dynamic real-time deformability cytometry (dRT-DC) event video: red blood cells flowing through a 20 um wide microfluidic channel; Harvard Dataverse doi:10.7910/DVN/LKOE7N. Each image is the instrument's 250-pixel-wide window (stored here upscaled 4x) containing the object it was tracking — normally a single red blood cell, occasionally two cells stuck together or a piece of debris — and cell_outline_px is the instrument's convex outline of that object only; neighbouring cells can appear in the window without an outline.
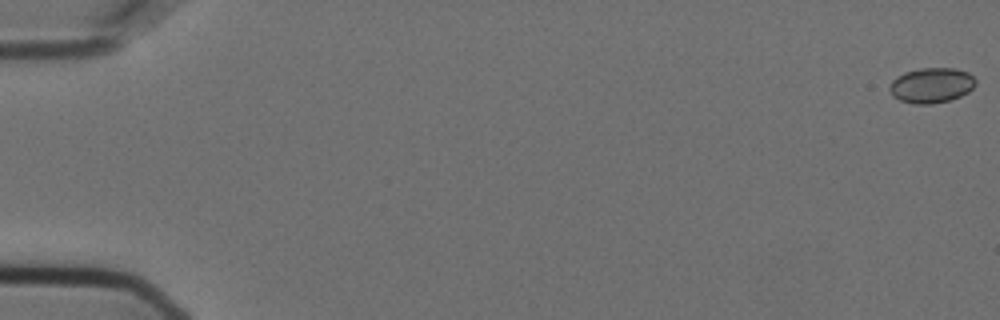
{"species": "Egyptian fruit bat (a non-hibernating species)", "species_latin": "Rousettus aegyptiacus", "temperature_condition": "cold", "stored_images_in_passage": 8, "camera_frame_rate_fps": 3000, "um_per_image_px": 0.085, "animal": {"sex": "female"}, "frame": {"image": 1, "passage_image": 1, "time_ms": 0.0, "image_size_px": [1000, 320], "cell_outline_px": [[976, 84], [968, 92], [952, 100], [932, 104], [916, 104], [900, 100], [892, 96], [888, 88], [892, 80], [896, 76], [904, 72], [920, 68], [956, 68], [968, 72], [976, 80]], "centroid_in_image_um": [79.16, 7.25], "position_along_channel_um": 5.8, "area_um2": 17.86}}